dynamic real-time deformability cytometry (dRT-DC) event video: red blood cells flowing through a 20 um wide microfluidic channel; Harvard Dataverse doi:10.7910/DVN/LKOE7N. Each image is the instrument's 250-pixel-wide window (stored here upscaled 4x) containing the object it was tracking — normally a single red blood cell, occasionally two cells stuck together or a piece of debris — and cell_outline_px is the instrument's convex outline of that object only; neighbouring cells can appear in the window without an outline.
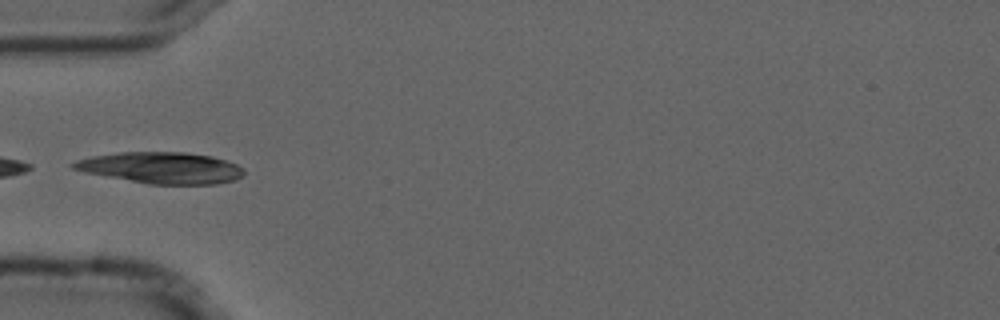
{"species": "common noctule bat (a hibernating species)", "species_latin": "Nyctalus noctula", "temperature_condition": "cold", "stored_images_in_passage": 8, "camera_frame_rate_fps": 3000, "um_per_image_px": 0.085, "animal": {"sex": "male", "forearm_length_mm": 52.5}, "frame": {"image": 1, "passage_image": 5, "time_ms": 1.333, "image_size_px": [1000, 320], "cell_outline_px": [[244, 176], [236, 180], [216, 184], [148, 184], [104, 176], [84, 172], [72, 168], [68, 164], [76, 160], [92, 156], [120, 152], [184, 152], [212, 156], [236, 164], [244, 168]], "centroid_in_image_um": [13.71, 14.27], "position_along_channel_um": 71.3, "area_um2": 31.33}}
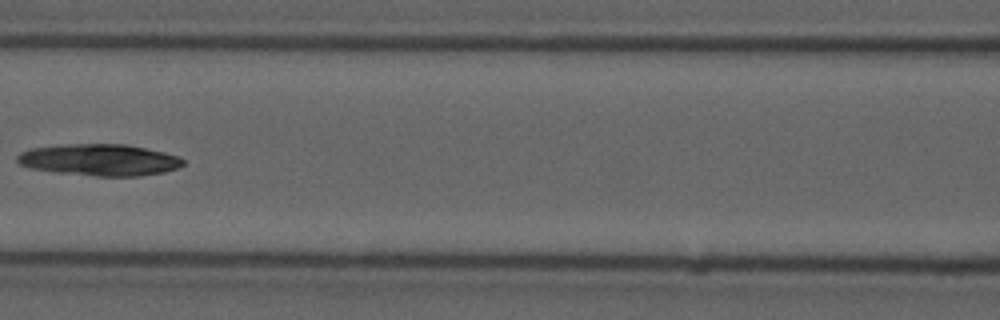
{"frame": {"image": 2, "passage_image": 7, "time_ms": 2.0, "image_size_px": [1000, 320], "cell_outline_px": [[184, 164], [180, 168], [164, 172], [140, 176], [96, 176], [56, 172], [32, 168], [20, 164], [16, 160], [16, 156], [20, 152], [32, 148], [64, 144], [128, 144], [164, 152], [180, 156], [184, 160]], "centroid_in_image_um": [8.5, 13.59], "position_along_channel_um": 158.1, "area_um2": 30.75}}
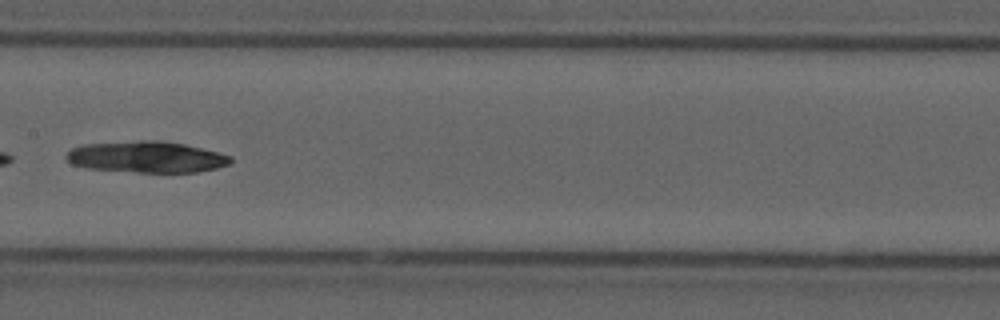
{"frame": {"image": 3, "passage_image": 8, "time_ms": 2.333, "image_size_px": [1000, 320], "cell_outline_px": [[232, 160], [228, 164], [216, 168], [196, 172], [136, 172], [84, 168], [72, 164], [64, 160], [64, 156], [72, 148], [80, 144], [140, 140], [164, 140], [184, 144], [220, 152], [232, 156]], "centroid_in_image_um": [12.41, 13.33], "position_along_channel_um": 195.0, "area_um2": 30.4}}